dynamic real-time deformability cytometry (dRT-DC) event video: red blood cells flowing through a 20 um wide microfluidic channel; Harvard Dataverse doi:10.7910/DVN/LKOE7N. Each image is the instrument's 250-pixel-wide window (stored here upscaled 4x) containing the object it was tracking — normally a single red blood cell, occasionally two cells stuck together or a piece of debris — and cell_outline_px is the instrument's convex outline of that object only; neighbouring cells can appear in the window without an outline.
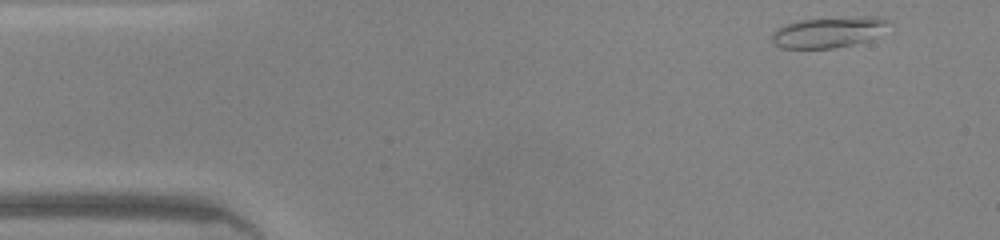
{"species": "common noctule bat (a hibernating species)", "species_latin": "Nyctalus noctula", "temperature_condition": "warm", "stored_images_in_passage": 43, "camera_frame_rate_fps": 3000, "um_per_image_px": 0.085, "animal": {"sex": "male", "body_mass_g": 20.0, "forearm_length_mm": 53.3}, "frame": {"image": 1, "passage_image": 1, "time_ms": 0.0, "image_size_px": [1000, 240], "cell_outline_px": [[892, 24], [868, 40], [852, 44], [832, 48], [780, 48], [772, 40], [772, 32], [776, 28], [784, 24], [800, 20], [864, 16], [884, 16]], "centroid_in_image_um": [70.43, 2.72], "position_along_channel_um": 14.6, "area_um2": 20.92}}
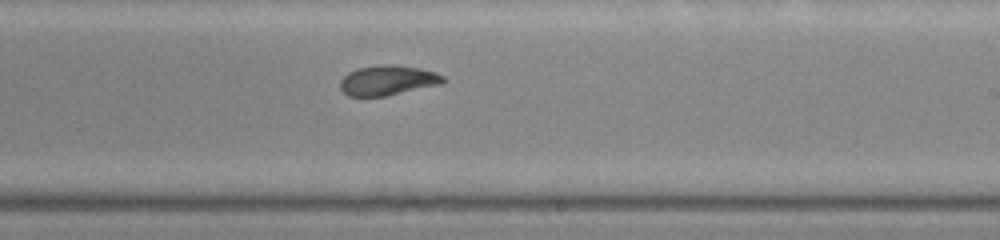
{"frame": {"image": 2, "passage_image": 24, "time_ms": 7.667, "image_size_px": [1000, 240], "cell_outline_px": [[448, 80], [440, 84], [384, 96], [348, 96], [340, 88], [340, 80], [348, 72], [356, 68], [384, 64], [396, 64], [420, 68], [436, 72], [444, 76]], "centroid_in_image_um": [32.96, 6.81], "position_along_channel_um": 256.0, "area_um2": 18.03}}
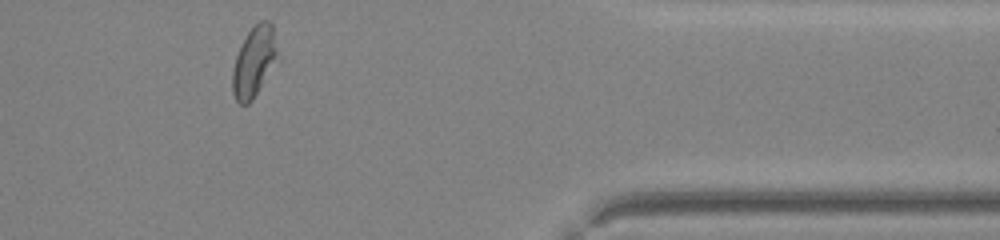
{"frame": {"image": 3, "passage_image": 35, "time_ms": 11.333, "image_size_px": [1000, 240], "cell_outline_px": [[276, 52], [252, 100], [248, 104], [240, 104], [236, 100], [232, 92], [232, 72], [236, 56], [248, 32], [260, 20], [268, 20], [272, 24], [276, 48]], "centroid_in_image_um": [21.51, 5.22], "position_along_channel_um": 389.9, "area_um2": 17.11}, "authors_computed_cell_mechanics": {"area_um2": 18.6116, "velocity_mm_per_s": 4.3854, "shape_relaxation_time_tau1_ms": null, "shape_relaxation_time_tau2_ms": 1.5435, "deformation_change_tau1": null, "deformation_change_tau2": 0.0684}}